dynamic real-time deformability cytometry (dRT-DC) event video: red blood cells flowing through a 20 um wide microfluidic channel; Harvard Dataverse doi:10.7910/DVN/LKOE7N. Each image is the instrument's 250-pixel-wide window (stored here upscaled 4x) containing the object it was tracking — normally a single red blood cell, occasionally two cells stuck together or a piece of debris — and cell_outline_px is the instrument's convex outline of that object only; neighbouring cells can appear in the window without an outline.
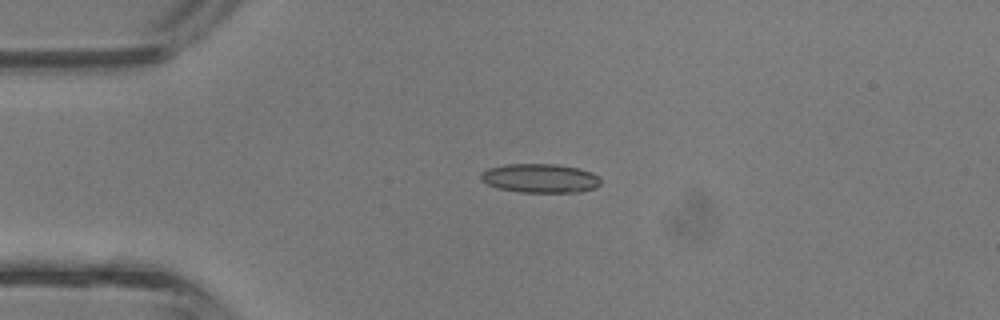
{"species": "common noctule bat (a hibernating species)", "species_latin": "Nyctalus noctula", "temperature_condition": "room temperature", "stored_images_in_passage": 17, "camera_frame_rate_fps": 3000, "um_per_image_px": 0.085, "animal": {"sex": "male", "body_mass_g": 13.3}, "frame": {"image": 1, "passage_image": 1, "time_ms": 0.0, "image_size_px": [1000, 320], "cell_outline_px": [[600, 184], [596, 188], [580, 192], [520, 192], [500, 188], [488, 184], [480, 180], [480, 172], [488, 168], [504, 164], [556, 164], [576, 168], [592, 172], [600, 176]], "centroid_in_image_um": [45.91, 15.15], "position_along_channel_um": 39.1, "area_um2": 20.35}}
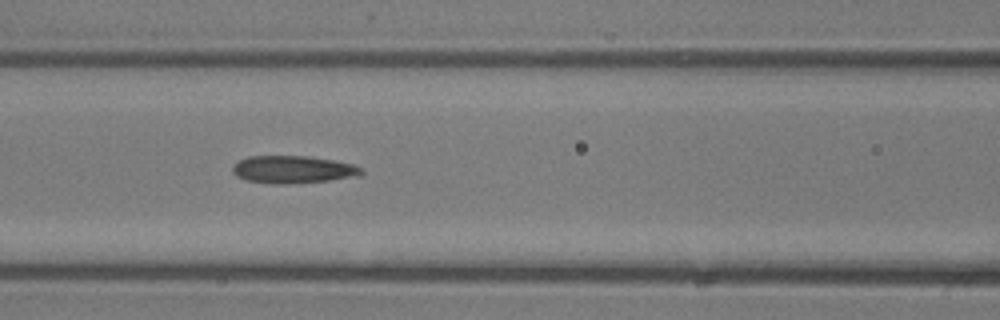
{"frame": {"image": 2, "passage_image": 9, "time_ms": 2.667, "image_size_px": [1000, 320], "cell_outline_px": [[364, 172], [360, 176], [328, 180], [288, 184], [276, 184], [248, 180], [236, 176], [232, 172], [232, 168], [240, 160], [248, 156], [308, 156], [332, 160], [352, 164], [360, 168]], "centroid_in_image_um": [24.9, 14.41], "position_along_channel_um": 141.7, "area_um2": 20.46}}
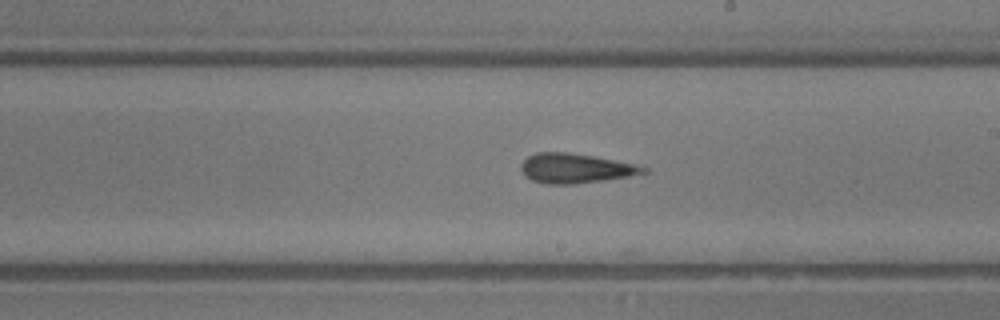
{"frame": {"image": 3, "passage_image": 15, "time_ms": 4.667, "image_size_px": [1000, 320], "cell_outline_px": [[648, 172], [628, 176], [604, 180], [576, 184], [544, 184], [532, 180], [524, 176], [520, 168], [520, 164], [528, 156], [536, 152], [568, 152], [592, 156], [632, 164], [648, 168]], "centroid_in_image_um": [48.84, 14.31], "position_along_channel_um": 240.2, "area_um2": 20.98}}